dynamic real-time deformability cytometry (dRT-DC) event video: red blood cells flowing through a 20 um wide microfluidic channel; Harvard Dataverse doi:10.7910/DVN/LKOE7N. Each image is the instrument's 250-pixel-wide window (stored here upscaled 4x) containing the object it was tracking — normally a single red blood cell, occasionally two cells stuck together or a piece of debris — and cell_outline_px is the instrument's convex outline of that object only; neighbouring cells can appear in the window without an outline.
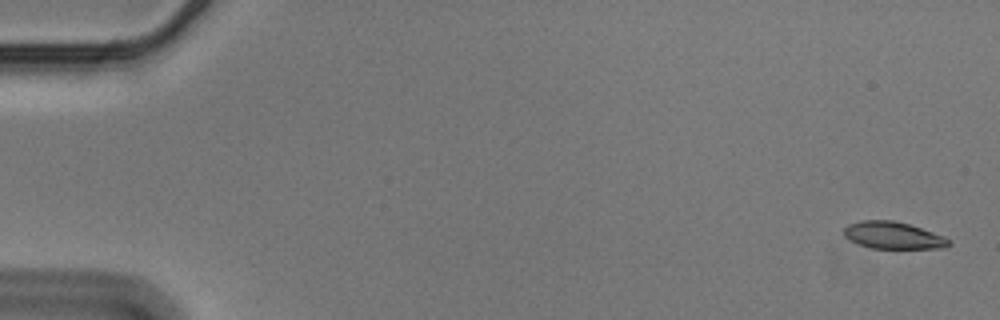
{"species": "Egyptian fruit bat (a non-hibernating species)", "species_latin": "Rousettus aegyptiacus", "temperature_condition": "cold", "stored_images_in_passage": 56, "camera_frame_rate_fps": 3000, "um_per_image_px": 0.085, "animal": {"sex": "male"}, "frame": {"image": 1, "passage_image": 1, "time_ms": 0.0, "image_size_px": [1000, 320], "cell_outline_px": [[952, 244], [944, 248], [872, 248], [860, 244], [844, 236], [844, 228], [848, 224], [860, 220], [892, 220], [908, 224], [944, 236]], "centroid_in_image_um": [75.91, 20.0], "position_along_channel_um": 9.1, "area_um2": 16.3}}
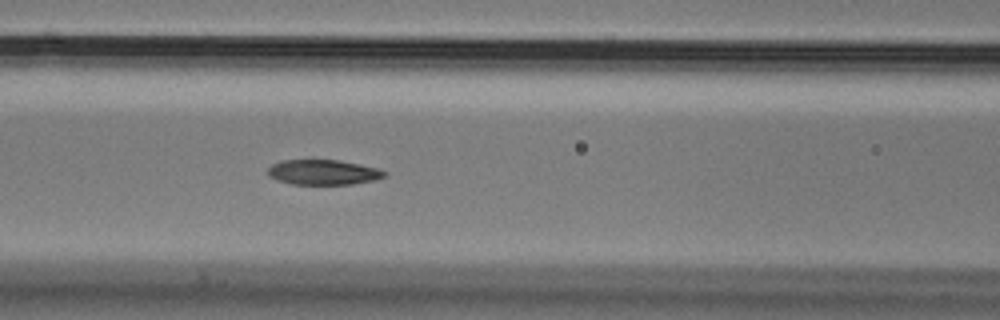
{"frame": {"image": 2, "passage_image": 24, "time_ms": 7.667, "image_size_px": [1000, 320], "cell_outline_px": [[388, 172], [384, 176], [376, 180], [352, 184], [292, 184], [276, 180], [268, 176], [268, 168], [272, 164], [280, 160], [336, 160], [360, 164], [376, 168]], "centroid_in_image_um": [27.45, 14.64], "position_along_channel_um": 139.1, "area_um2": 17.05}}
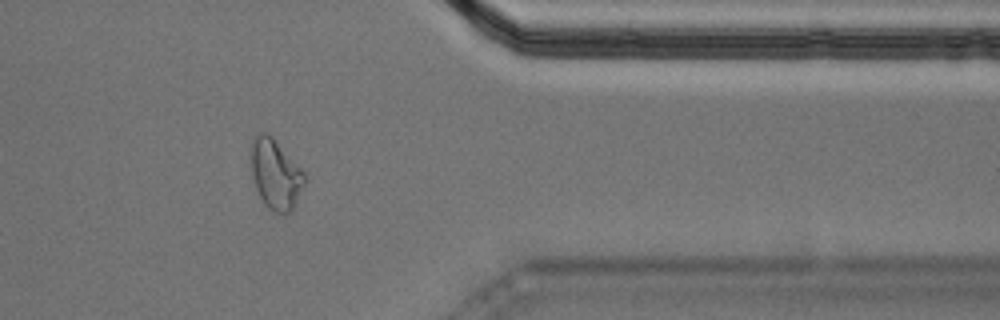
{"frame": {"image": 3, "passage_image": 46, "time_ms": 15.0, "image_size_px": [1000, 320], "cell_outline_px": [[308, 180], [292, 212], [284, 216], [268, 208], [264, 204], [256, 188], [252, 176], [248, 156], [252, 140], [256, 132], [268, 132], [272, 136], [304, 172]], "centroid_in_image_um": [23.41, 14.81], "position_along_channel_um": 388.0, "area_um2": 22.66}, "authors_computed_cell_mechanics": {"area_um2": 17.9469, "velocity_mm_per_s": 3.5697, "shape_relaxation_time_tau1_ms": null, "shape_relaxation_time_tau2_ms": 3.3502, "deformation_change_tau1": null, "deformation_change_tau2": 0.0944}}